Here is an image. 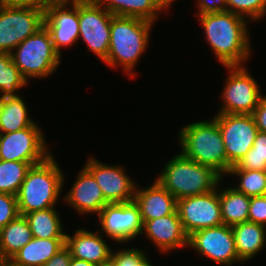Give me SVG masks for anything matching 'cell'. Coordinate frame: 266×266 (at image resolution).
Wrapping results in <instances>:
<instances>
[{
  "label": "cell",
  "instance_id": "836d02e7",
  "mask_svg": "<svg viewBox=\"0 0 266 266\" xmlns=\"http://www.w3.org/2000/svg\"><path fill=\"white\" fill-rule=\"evenodd\" d=\"M17 196L0 193V229L19 216Z\"/></svg>",
  "mask_w": 266,
  "mask_h": 266
},
{
  "label": "cell",
  "instance_id": "ffe728a7",
  "mask_svg": "<svg viewBox=\"0 0 266 266\" xmlns=\"http://www.w3.org/2000/svg\"><path fill=\"white\" fill-rule=\"evenodd\" d=\"M134 202L139 207L143 224L147 220L173 214L177 209L176 198L157 180L147 188L140 189L136 186Z\"/></svg>",
  "mask_w": 266,
  "mask_h": 266
},
{
  "label": "cell",
  "instance_id": "6da1fadb",
  "mask_svg": "<svg viewBox=\"0 0 266 266\" xmlns=\"http://www.w3.org/2000/svg\"><path fill=\"white\" fill-rule=\"evenodd\" d=\"M204 36L223 66H243L251 57L248 20L230 11L198 15Z\"/></svg>",
  "mask_w": 266,
  "mask_h": 266
},
{
  "label": "cell",
  "instance_id": "30bf717a",
  "mask_svg": "<svg viewBox=\"0 0 266 266\" xmlns=\"http://www.w3.org/2000/svg\"><path fill=\"white\" fill-rule=\"evenodd\" d=\"M112 17L96 0H79V39L102 61L109 52Z\"/></svg>",
  "mask_w": 266,
  "mask_h": 266
},
{
  "label": "cell",
  "instance_id": "83f0119b",
  "mask_svg": "<svg viewBox=\"0 0 266 266\" xmlns=\"http://www.w3.org/2000/svg\"><path fill=\"white\" fill-rule=\"evenodd\" d=\"M28 81L15 66L10 53H0V95L17 97L18 89L26 87Z\"/></svg>",
  "mask_w": 266,
  "mask_h": 266
},
{
  "label": "cell",
  "instance_id": "e575fe53",
  "mask_svg": "<svg viewBox=\"0 0 266 266\" xmlns=\"http://www.w3.org/2000/svg\"><path fill=\"white\" fill-rule=\"evenodd\" d=\"M248 221L266 226V195L250 197Z\"/></svg>",
  "mask_w": 266,
  "mask_h": 266
},
{
  "label": "cell",
  "instance_id": "7c38bea8",
  "mask_svg": "<svg viewBox=\"0 0 266 266\" xmlns=\"http://www.w3.org/2000/svg\"><path fill=\"white\" fill-rule=\"evenodd\" d=\"M188 247L217 264L231 266L242 262L237 255L232 227L225 224L193 232L188 236Z\"/></svg>",
  "mask_w": 266,
  "mask_h": 266
},
{
  "label": "cell",
  "instance_id": "4dcf8cb0",
  "mask_svg": "<svg viewBox=\"0 0 266 266\" xmlns=\"http://www.w3.org/2000/svg\"><path fill=\"white\" fill-rule=\"evenodd\" d=\"M230 169L266 171V133L258 131L252 148Z\"/></svg>",
  "mask_w": 266,
  "mask_h": 266
},
{
  "label": "cell",
  "instance_id": "4fadbf2b",
  "mask_svg": "<svg viewBox=\"0 0 266 266\" xmlns=\"http://www.w3.org/2000/svg\"><path fill=\"white\" fill-rule=\"evenodd\" d=\"M176 210L188 236L197 230L223 224L218 186L209 193L177 200Z\"/></svg>",
  "mask_w": 266,
  "mask_h": 266
},
{
  "label": "cell",
  "instance_id": "7bdbcfd3",
  "mask_svg": "<svg viewBox=\"0 0 266 266\" xmlns=\"http://www.w3.org/2000/svg\"><path fill=\"white\" fill-rule=\"evenodd\" d=\"M2 110H3V97L0 96V116H1Z\"/></svg>",
  "mask_w": 266,
  "mask_h": 266
},
{
  "label": "cell",
  "instance_id": "ee69618b",
  "mask_svg": "<svg viewBox=\"0 0 266 266\" xmlns=\"http://www.w3.org/2000/svg\"><path fill=\"white\" fill-rule=\"evenodd\" d=\"M144 266H153L152 265V263H151V261H149L146 265H144Z\"/></svg>",
  "mask_w": 266,
  "mask_h": 266
},
{
  "label": "cell",
  "instance_id": "4316f807",
  "mask_svg": "<svg viewBox=\"0 0 266 266\" xmlns=\"http://www.w3.org/2000/svg\"><path fill=\"white\" fill-rule=\"evenodd\" d=\"M28 108L22 97H3L0 133H11L32 126Z\"/></svg>",
  "mask_w": 266,
  "mask_h": 266
},
{
  "label": "cell",
  "instance_id": "3957f363",
  "mask_svg": "<svg viewBox=\"0 0 266 266\" xmlns=\"http://www.w3.org/2000/svg\"><path fill=\"white\" fill-rule=\"evenodd\" d=\"M51 154L43 162L32 165L26 173L17 194L21 216L38 210L55 207L65 176Z\"/></svg>",
  "mask_w": 266,
  "mask_h": 266
},
{
  "label": "cell",
  "instance_id": "ab89813d",
  "mask_svg": "<svg viewBox=\"0 0 266 266\" xmlns=\"http://www.w3.org/2000/svg\"><path fill=\"white\" fill-rule=\"evenodd\" d=\"M69 266H96V265L93 263L87 262L85 260H80V259L71 257Z\"/></svg>",
  "mask_w": 266,
  "mask_h": 266
},
{
  "label": "cell",
  "instance_id": "f35d334b",
  "mask_svg": "<svg viewBox=\"0 0 266 266\" xmlns=\"http://www.w3.org/2000/svg\"><path fill=\"white\" fill-rule=\"evenodd\" d=\"M70 261V250L66 246H64L43 266H69Z\"/></svg>",
  "mask_w": 266,
  "mask_h": 266
},
{
  "label": "cell",
  "instance_id": "8fae6325",
  "mask_svg": "<svg viewBox=\"0 0 266 266\" xmlns=\"http://www.w3.org/2000/svg\"><path fill=\"white\" fill-rule=\"evenodd\" d=\"M48 151L38 123L15 132L0 133V160L36 165L52 154Z\"/></svg>",
  "mask_w": 266,
  "mask_h": 266
},
{
  "label": "cell",
  "instance_id": "d590c367",
  "mask_svg": "<svg viewBox=\"0 0 266 266\" xmlns=\"http://www.w3.org/2000/svg\"><path fill=\"white\" fill-rule=\"evenodd\" d=\"M62 0H0V3L12 7H30L45 12L51 5Z\"/></svg>",
  "mask_w": 266,
  "mask_h": 266
},
{
  "label": "cell",
  "instance_id": "cb8c5ba5",
  "mask_svg": "<svg viewBox=\"0 0 266 266\" xmlns=\"http://www.w3.org/2000/svg\"><path fill=\"white\" fill-rule=\"evenodd\" d=\"M32 238L28 220L19 215L0 229V259H11Z\"/></svg>",
  "mask_w": 266,
  "mask_h": 266
},
{
  "label": "cell",
  "instance_id": "5bb4252c",
  "mask_svg": "<svg viewBox=\"0 0 266 266\" xmlns=\"http://www.w3.org/2000/svg\"><path fill=\"white\" fill-rule=\"evenodd\" d=\"M101 231L116 243H127L142 235L143 223L138 205L133 201L108 203L98 214Z\"/></svg>",
  "mask_w": 266,
  "mask_h": 266
},
{
  "label": "cell",
  "instance_id": "7402d4cb",
  "mask_svg": "<svg viewBox=\"0 0 266 266\" xmlns=\"http://www.w3.org/2000/svg\"><path fill=\"white\" fill-rule=\"evenodd\" d=\"M238 258L251 260L266 246V226L246 221L232 226Z\"/></svg>",
  "mask_w": 266,
  "mask_h": 266
},
{
  "label": "cell",
  "instance_id": "2e32d148",
  "mask_svg": "<svg viewBox=\"0 0 266 266\" xmlns=\"http://www.w3.org/2000/svg\"><path fill=\"white\" fill-rule=\"evenodd\" d=\"M95 178L108 203H126L134 200L137 184L120 165H107L89 157L84 166Z\"/></svg>",
  "mask_w": 266,
  "mask_h": 266
},
{
  "label": "cell",
  "instance_id": "d4e9b609",
  "mask_svg": "<svg viewBox=\"0 0 266 266\" xmlns=\"http://www.w3.org/2000/svg\"><path fill=\"white\" fill-rule=\"evenodd\" d=\"M221 217L223 224L233 226L248 221L250 197L238 192L234 187L219 190Z\"/></svg>",
  "mask_w": 266,
  "mask_h": 266
},
{
  "label": "cell",
  "instance_id": "8d00e7d4",
  "mask_svg": "<svg viewBox=\"0 0 266 266\" xmlns=\"http://www.w3.org/2000/svg\"><path fill=\"white\" fill-rule=\"evenodd\" d=\"M197 15L227 11L226 0H197Z\"/></svg>",
  "mask_w": 266,
  "mask_h": 266
},
{
  "label": "cell",
  "instance_id": "60d3db41",
  "mask_svg": "<svg viewBox=\"0 0 266 266\" xmlns=\"http://www.w3.org/2000/svg\"><path fill=\"white\" fill-rule=\"evenodd\" d=\"M0 266H19V265H16L11 259H0Z\"/></svg>",
  "mask_w": 266,
  "mask_h": 266
},
{
  "label": "cell",
  "instance_id": "ba28073f",
  "mask_svg": "<svg viewBox=\"0 0 266 266\" xmlns=\"http://www.w3.org/2000/svg\"><path fill=\"white\" fill-rule=\"evenodd\" d=\"M44 26V12L0 3V53H11Z\"/></svg>",
  "mask_w": 266,
  "mask_h": 266
},
{
  "label": "cell",
  "instance_id": "9a60e30c",
  "mask_svg": "<svg viewBox=\"0 0 266 266\" xmlns=\"http://www.w3.org/2000/svg\"><path fill=\"white\" fill-rule=\"evenodd\" d=\"M44 25L54 49L62 56L61 48L70 47L79 40V0H62L51 5L44 12Z\"/></svg>",
  "mask_w": 266,
  "mask_h": 266
},
{
  "label": "cell",
  "instance_id": "f546056e",
  "mask_svg": "<svg viewBox=\"0 0 266 266\" xmlns=\"http://www.w3.org/2000/svg\"><path fill=\"white\" fill-rule=\"evenodd\" d=\"M228 174L239 178V185L233 186L238 192L249 197L266 195V171L230 169Z\"/></svg>",
  "mask_w": 266,
  "mask_h": 266
},
{
  "label": "cell",
  "instance_id": "e0dca14e",
  "mask_svg": "<svg viewBox=\"0 0 266 266\" xmlns=\"http://www.w3.org/2000/svg\"><path fill=\"white\" fill-rule=\"evenodd\" d=\"M144 233L159 251L165 253L188 247V235L184 231L177 210L173 214L147 220L143 224L142 234Z\"/></svg>",
  "mask_w": 266,
  "mask_h": 266
},
{
  "label": "cell",
  "instance_id": "52a82bcc",
  "mask_svg": "<svg viewBox=\"0 0 266 266\" xmlns=\"http://www.w3.org/2000/svg\"><path fill=\"white\" fill-rule=\"evenodd\" d=\"M229 75L221 93L218 114H252L263 97L260 85L245 66H227Z\"/></svg>",
  "mask_w": 266,
  "mask_h": 266
},
{
  "label": "cell",
  "instance_id": "9c48e42d",
  "mask_svg": "<svg viewBox=\"0 0 266 266\" xmlns=\"http://www.w3.org/2000/svg\"><path fill=\"white\" fill-rule=\"evenodd\" d=\"M227 155V174L252 148L258 133L252 114H216Z\"/></svg>",
  "mask_w": 266,
  "mask_h": 266
},
{
  "label": "cell",
  "instance_id": "b9f144b4",
  "mask_svg": "<svg viewBox=\"0 0 266 266\" xmlns=\"http://www.w3.org/2000/svg\"><path fill=\"white\" fill-rule=\"evenodd\" d=\"M98 266H115V264L110 260L109 262H106V263H103V264H100Z\"/></svg>",
  "mask_w": 266,
  "mask_h": 266
},
{
  "label": "cell",
  "instance_id": "8992f818",
  "mask_svg": "<svg viewBox=\"0 0 266 266\" xmlns=\"http://www.w3.org/2000/svg\"><path fill=\"white\" fill-rule=\"evenodd\" d=\"M10 54L15 66L28 82L30 78L42 79L52 75L61 62V56L54 49L45 25L21 42Z\"/></svg>",
  "mask_w": 266,
  "mask_h": 266
},
{
  "label": "cell",
  "instance_id": "ac0fdd59",
  "mask_svg": "<svg viewBox=\"0 0 266 266\" xmlns=\"http://www.w3.org/2000/svg\"><path fill=\"white\" fill-rule=\"evenodd\" d=\"M63 199L81 215L99 214L108 204L100 186L85 167L80 170L73 187Z\"/></svg>",
  "mask_w": 266,
  "mask_h": 266
},
{
  "label": "cell",
  "instance_id": "603a6c76",
  "mask_svg": "<svg viewBox=\"0 0 266 266\" xmlns=\"http://www.w3.org/2000/svg\"><path fill=\"white\" fill-rule=\"evenodd\" d=\"M64 246L65 238L33 237L11 260L19 266H43Z\"/></svg>",
  "mask_w": 266,
  "mask_h": 266
},
{
  "label": "cell",
  "instance_id": "484cf974",
  "mask_svg": "<svg viewBox=\"0 0 266 266\" xmlns=\"http://www.w3.org/2000/svg\"><path fill=\"white\" fill-rule=\"evenodd\" d=\"M24 216L28 220L33 237L39 239L66 238L59 213L55 207L27 213Z\"/></svg>",
  "mask_w": 266,
  "mask_h": 266
},
{
  "label": "cell",
  "instance_id": "277c9868",
  "mask_svg": "<svg viewBox=\"0 0 266 266\" xmlns=\"http://www.w3.org/2000/svg\"><path fill=\"white\" fill-rule=\"evenodd\" d=\"M156 179L179 200L209 193L220 185L223 178L212 167L197 163L179 153L166 163Z\"/></svg>",
  "mask_w": 266,
  "mask_h": 266
},
{
  "label": "cell",
  "instance_id": "7a4b0ae2",
  "mask_svg": "<svg viewBox=\"0 0 266 266\" xmlns=\"http://www.w3.org/2000/svg\"><path fill=\"white\" fill-rule=\"evenodd\" d=\"M153 22L137 17L113 15L110 25V44L107 58L103 61L110 67L117 65L134 78L133 69L145 53Z\"/></svg>",
  "mask_w": 266,
  "mask_h": 266
},
{
  "label": "cell",
  "instance_id": "74e56055",
  "mask_svg": "<svg viewBox=\"0 0 266 266\" xmlns=\"http://www.w3.org/2000/svg\"><path fill=\"white\" fill-rule=\"evenodd\" d=\"M257 129L266 133V96H263L252 113Z\"/></svg>",
  "mask_w": 266,
  "mask_h": 266
},
{
  "label": "cell",
  "instance_id": "f1b7e54d",
  "mask_svg": "<svg viewBox=\"0 0 266 266\" xmlns=\"http://www.w3.org/2000/svg\"><path fill=\"white\" fill-rule=\"evenodd\" d=\"M31 166L28 162L0 160V193L17 196Z\"/></svg>",
  "mask_w": 266,
  "mask_h": 266
},
{
  "label": "cell",
  "instance_id": "1f68e13d",
  "mask_svg": "<svg viewBox=\"0 0 266 266\" xmlns=\"http://www.w3.org/2000/svg\"><path fill=\"white\" fill-rule=\"evenodd\" d=\"M226 2L227 11L249 21L259 20L266 15V0H226Z\"/></svg>",
  "mask_w": 266,
  "mask_h": 266
},
{
  "label": "cell",
  "instance_id": "d6986e66",
  "mask_svg": "<svg viewBox=\"0 0 266 266\" xmlns=\"http://www.w3.org/2000/svg\"><path fill=\"white\" fill-rule=\"evenodd\" d=\"M65 246L70 250L71 257L85 260L96 266L111 260L112 248L103 239V233L100 231L77 229L73 236L66 234Z\"/></svg>",
  "mask_w": 266,
  "mask_h": 266
},
{
  "label": "cell",
  "instance_id": "5b68a950",
  "mask_svg": "<svg viewBox=\"0 0 266 266\" xmlns=\"http://www.w3.org/2000/svg\"><path fill=\"white\" fill-rule=\"evenodd\" d=\"M181 154L197 163L212 167L222 177L227 175V155L217 121H197L178 133Z\"/></svg>",
  "mask_w": 266,
  "mask_h": 266
},
{
  "label": "cell",
  "instance_id": "44dd1931",
  "mask_svg": "<svg viewBox=\"0 0 266 266\" xmlns=\"http://www.w3.org/2000/svg\"><path fill=\"white\" fill-rule=\"evenodd\" d=\"M115 16L137 17L154 23L175 0H96Z\"/></svg>",
  "mask_w": 266,
  "mask_h": 266
},
{
  "label": "cell",
  "instance_id": "d6a6232c",
  "mask_svg": "<svg viewBox=\"0 0 266 266\" xmlns=\"http://www.w3.org/2000/svg\"><path fill=\"white\" fill-rule=\"evenodd\" d=\"M123 249L111 253V261L115 266H144L149 262L147 254L143 250L133 247Z\"/></svg>",
  "mask_w": 266,
  "mask_h": 266
}]
</instances>
